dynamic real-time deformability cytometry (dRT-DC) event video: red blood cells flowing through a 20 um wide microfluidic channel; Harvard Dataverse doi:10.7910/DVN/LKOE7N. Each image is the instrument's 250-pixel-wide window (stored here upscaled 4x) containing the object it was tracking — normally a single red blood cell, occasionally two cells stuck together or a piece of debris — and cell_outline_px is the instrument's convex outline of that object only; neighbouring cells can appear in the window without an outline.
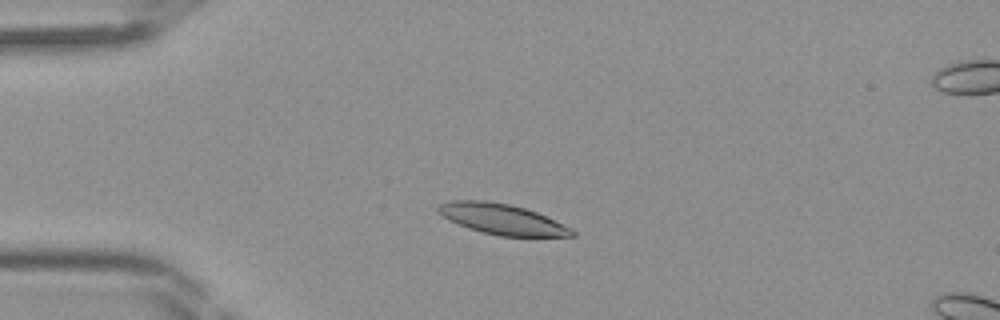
{"species": "Egyptian fruit bat (a non-hibernating species)", "species_latin": "Rousettus aegyptiacus", "temperature_condition": "room temperature", "stored_images_in_passage": 42, "camera_frame_rate_fps": 3000, "um_per_image_px": 0.085, "frame": {"image": 1, "passage_image": 9, "time_ms": 2.667, "image_size_px": [1000, 320], "cell_outline_px": [[576, 236], [500, 236], [468, 228], [448, 220], [436, 208], [440, 204], [452, 200], [488, 200], [512, 204], [536, 212], [572, 228], [576, 232]], "centroid_in_image_um": [42.68, 18.62], "position_along_channel_um": 42.3, "area_um2": 23.7}}
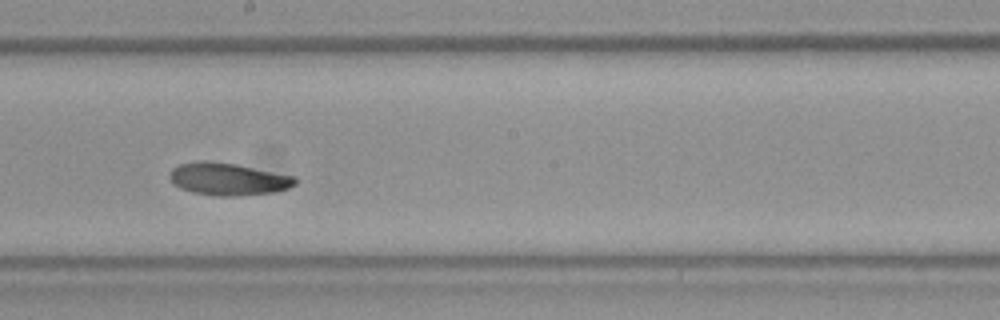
{"frame": {"image": 2, "passage_image": 23, "time_ms": 7.333, "image_size_px": [1000, 320], "cell_outline_px": [[300, 180], [296, 184], [288, 188], [272, 192], [240, 196], [216, 196], [192, 192], [180, 188], [168, 176], [168, 172], [172, 168], [180, 164], [200, 160], [204, 160], [236, 164], [296, 176]], "centroid_in_image_um": [19.41, 15.21], "position_along_channel_um": 228.8, "area_um2": 23.87}}
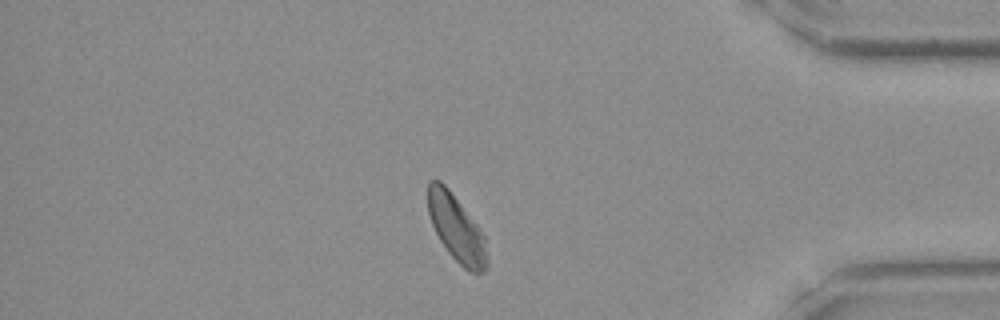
{"frame": {"image": 3, "passage_image": 36, "time_ms": 11.667, "image_size_px": [1000, 320], "cell_outline_px": [[488, 264], [484, 272], [468, 272], [448, 252], [440, 240], [432, 224], [428, 212], [428, 180], [440, 180], [448, 188], [476, 224], [484, 236], [488, 260]], "centroid_in_image_um": [38.79, 19.42], "position_along_channel_um": 396.4, "area_um2": 22.6}}